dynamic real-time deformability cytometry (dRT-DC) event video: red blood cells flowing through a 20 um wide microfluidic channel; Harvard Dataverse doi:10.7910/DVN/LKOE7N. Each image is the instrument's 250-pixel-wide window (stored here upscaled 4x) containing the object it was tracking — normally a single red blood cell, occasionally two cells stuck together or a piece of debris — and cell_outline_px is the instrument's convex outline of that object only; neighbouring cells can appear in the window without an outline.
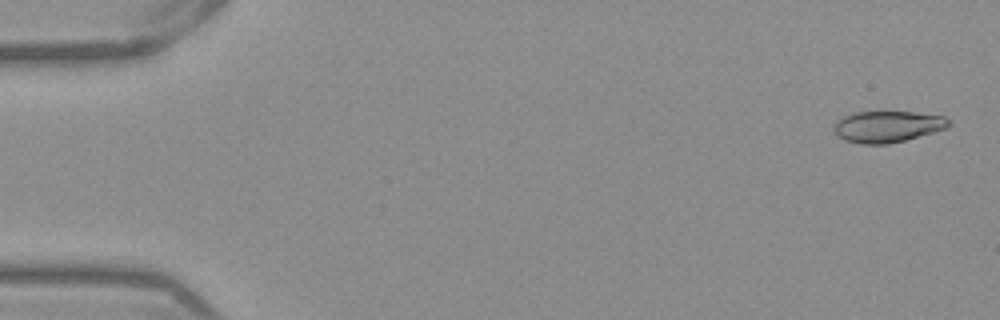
{"species": "Egyptian fruit bat (a non-hibernating species)", "species_latin": "Rousettus aegyptiacus", "temperature_condition": "warm", "stored_images_in_passage": 52, "camera_frame_rate_fps": 3000, "um_per_image_px": 0.085, "frame": {"image": 1, "passage_image": 2, "time_ms": 0.333, "image_size_px": [1000, 320], "cell_outline_px": [[952, 124], [944, 128], [932, 132], [904, 140], [888, 144], [860, 144], [844, 140], [836, 136], [832, 128], [836, 120], [852, 112], [912, 112], [944, 116]], "centroid_in_image_um": [75.35, 10.76], "position_along_channel_um": 9.6, "area_um2": 20.98}}
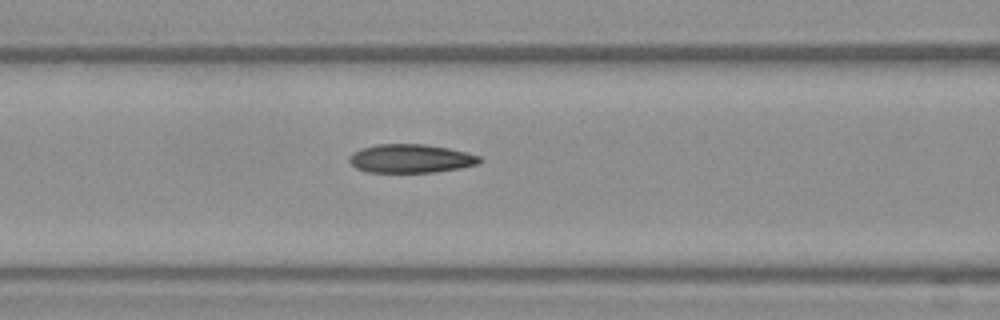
{"frame": {"image": 2, "passage_image": 22, "time_ms": 7.0, "image_size_px": [1000, 320], "cell_outline_px": [[484, 160], [480, 164], [460, 168], [436, 172], [368, 172], [356, 168], [348, 160], [348, 156], [352, 152], [360, 148], [376, 144], [424, 144], [448, 148], [468, 152], [480, 156]], "centroid_in_image_um": [34.93, 13.47], "position_along_channel_um": 131.7, "area_um2": 22.02}}
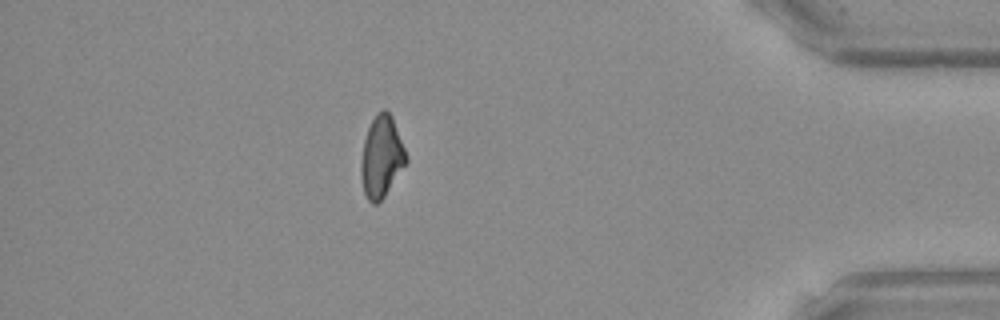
{"frame": {"image": 3, "passage_image": 46, "time_ms": 15.0, "image_size_px": [1000, 320], "cell_outline_px": [[408, 160], [384, 196], [376, 204], [372, 204], [368, 200], [364, 192], [360, 176], [360, 164], [364, 140], [368, 128], [376, 112], [384, 108], [392, 116], [408, 156]], "centroid_in_image_um": [32.42, 13.31], "position_along_channel_um": 402.8, "area_um2": 21.39}, "authors_computed_cell_mechanics": {"area_um2": 21.7906, "velocity_mm_per_s": 3.9183, "shape_relaxation_time_tau1_ms": null, "shape_relaxation_time_tau2_ms": 2.7599, "deformation_change_tau1": null, "deformation_change_tau2": 0.0927}}